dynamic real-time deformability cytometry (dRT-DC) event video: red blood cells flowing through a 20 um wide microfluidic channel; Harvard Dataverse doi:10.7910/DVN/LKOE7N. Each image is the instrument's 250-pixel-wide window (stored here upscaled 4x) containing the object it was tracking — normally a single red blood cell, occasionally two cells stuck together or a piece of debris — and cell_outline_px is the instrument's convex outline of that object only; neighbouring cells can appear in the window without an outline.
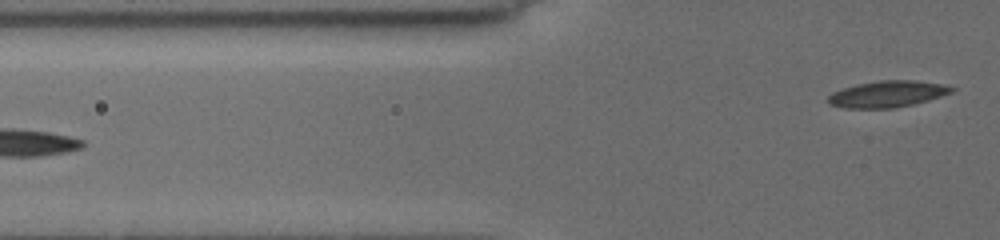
{"species": "common noctule bat (a hibernating species)", "species_latin": "Nyctalus noctula", "temperature_condition": "cold", "stored_images_in_passage": 8, "segment_of_instrument_passage": [2, 2], "camera_frame_rate_fps": 3000, "um_per_image_px": 0.085, "animal": {"sex": "female", "body_mass_g": 19.5, "forearm_length_mm": 54.1}, "frame": {"image": 1, "passage_image": 8, "time_ms": 6.333, "image_size_px": [1000, 240], "cell_outline_px": [[956, 88], [952, 92], [928, 100], [912, 104], [892, 108], [844, 108], [828, 104], [828, 96], [832, 92], [856, 84], [880, 80], [916, 80], [940, 84]], "centroid_in_image_um": [75.4, 7.99], "position_along_channel_um": 50.4, "area_um2": 18.9}}